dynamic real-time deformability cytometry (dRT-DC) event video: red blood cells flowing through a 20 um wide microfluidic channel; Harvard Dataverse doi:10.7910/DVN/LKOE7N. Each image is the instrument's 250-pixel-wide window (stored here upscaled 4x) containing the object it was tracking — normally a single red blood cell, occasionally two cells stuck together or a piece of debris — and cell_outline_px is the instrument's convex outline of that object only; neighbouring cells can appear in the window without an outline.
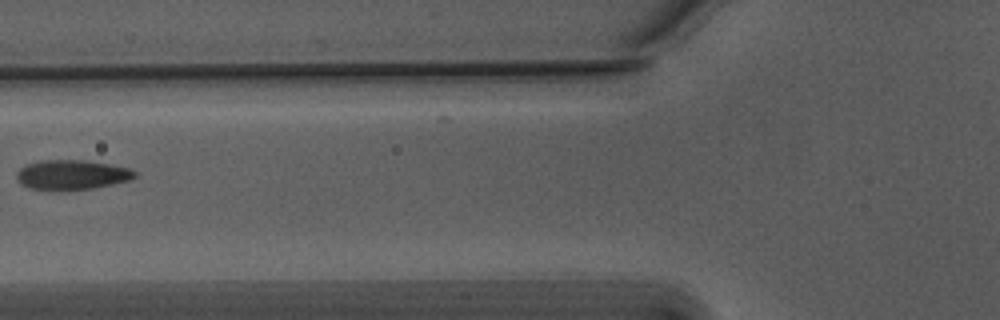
{"species": "Egyptian fruit bat (a non-hibernating species)", "species_latin": "Rousettus aegyptiacus", "temperature_condition": "warm", "stored_images_in_passage": 21, "camera_frame_rate_fps": 3000, "um_per_image_px": 0.085, "animal": {"sex": "male"}, "frame": {"image": 1, "passage_image": 2, "time_ms": 0.333, "image_size_px": [1000, 320], "cell_outline_px": [[136, 176], [132, 180], [92, 188], [28, 188], [20, 184], [16, 176], [16, 172], [20, 168], [28, 164], [40, 160], [84, 160], [108, 164], [128, 168], [136, 172]], "centroid_in_image_um": [6.11, 14.82], "position_along_channel_um": 119.7, "area_um2": 19.88}}